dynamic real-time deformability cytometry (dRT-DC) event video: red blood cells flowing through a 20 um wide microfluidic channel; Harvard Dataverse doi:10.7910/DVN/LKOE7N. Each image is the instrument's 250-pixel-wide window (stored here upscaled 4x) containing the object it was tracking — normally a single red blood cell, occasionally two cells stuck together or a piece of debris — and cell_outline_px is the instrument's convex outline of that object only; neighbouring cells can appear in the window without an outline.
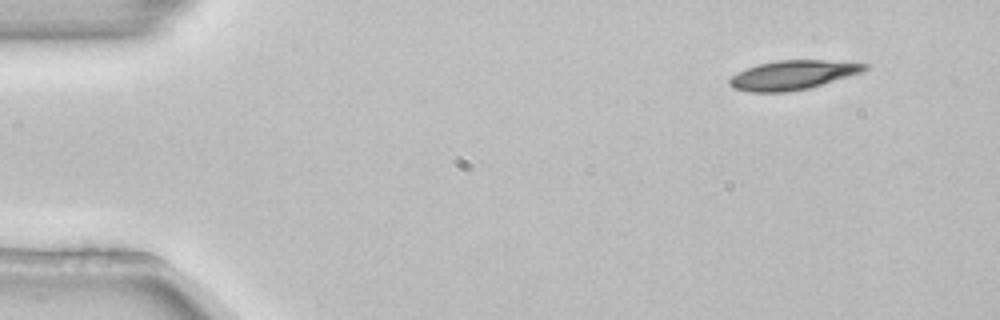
{"species": "common noctule bat (a hibernating species)", "species_latin": "Nyctalus noctula", "temperature_condition": "room temperature", "stored_images_in_passage": 4, "camera_frame_rate_fps": 3000, "um_per_image_px": 0.085, "animal": {"sex": "female", "body_mass_g": 22.7, "forearm_length_mm": 54.2}, "frame": {"image": 1, "passage_image": 1, "time_ms": 0.0, "image_size_px": [1000, 320], "cell_outline_px": [[868, 68], [864, 72], [808, 88], [788, 92], [748, 92], [732, 88], [728, 84], [728, 80], [732, 76], [748, 68], [760, 64], [776, 60], [824, 60], [868, 64]], "centroid_in_image_um": [67.38, 6.38], "position_along_channel_um": 17.6, "area_um2": 22.89}}